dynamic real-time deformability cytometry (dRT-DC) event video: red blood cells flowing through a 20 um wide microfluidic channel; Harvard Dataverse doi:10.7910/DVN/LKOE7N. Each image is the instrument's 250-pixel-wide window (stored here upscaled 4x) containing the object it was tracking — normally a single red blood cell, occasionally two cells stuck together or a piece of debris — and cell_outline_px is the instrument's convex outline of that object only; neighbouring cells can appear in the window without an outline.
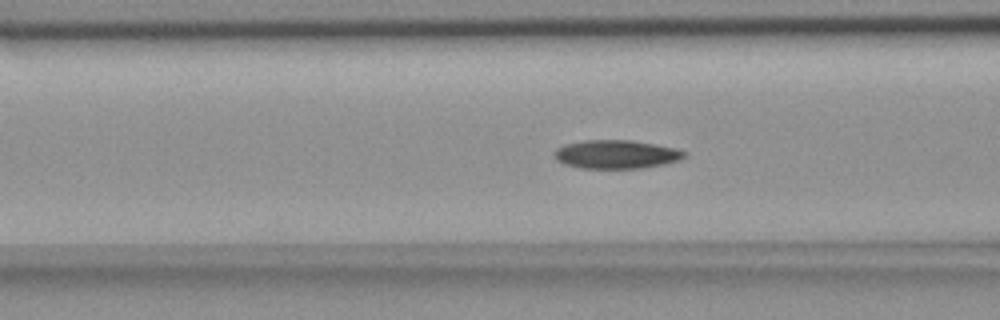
{"species": "common noctule bat (a hibernating species)", "species_latin": "Nyctalus noctula", "temperature_condition": "room temperature", "stored_images_in_passage": 33, "camera_frame_rate_fps": 3000, "um_per_image_px": 0.085, "animal": {"sex": "female", "body_mass_g": 18.4}, "frame": {"image": 1, "passage_image": 4, "time_ms": 1.0, "image_size_px": [1000, 320], "cell_outline_px": [[688, 156], [680, 160], [664, 164], [640, 168], [580, 168], [564, 164], [556, 160], [552, 156], [552, 152], [556, 148], [564, 144], [584, 140], [632, 140], [676, 148], [688, 152]], "centroid_in_image_um": [52.36, 13.11], "position_along_channel_um": 114.2, "area_um2": 21.96}}
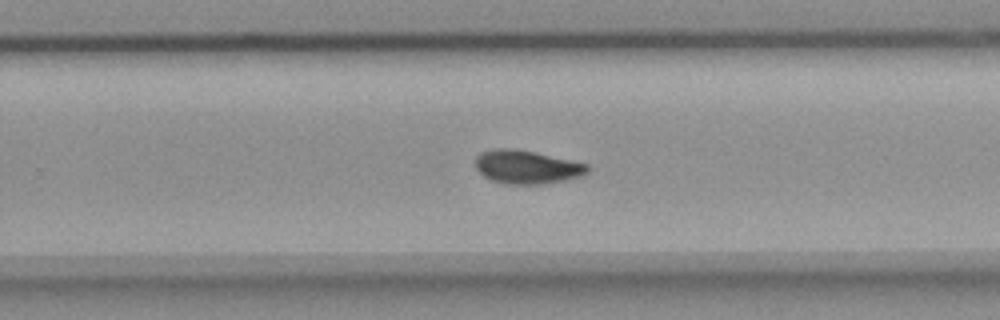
{"frame": {"image": 2, "passage_image": 18, "time_ms": 5.667, "image_size_px": [1000, 320], "cell_outline_px": [[588, 172], [580, 176], [564, 180], [540, 184], [508, 184], [492, 180], [484, 176], [476, 168], [476, 156], [480, 152], [496, 148], [512, 148], [572, 160], [588, 164]], "centroid_in_image_um": [44.76, 14.19], "position_along_channel_um": 285.0, "area_um2": 21.62}}
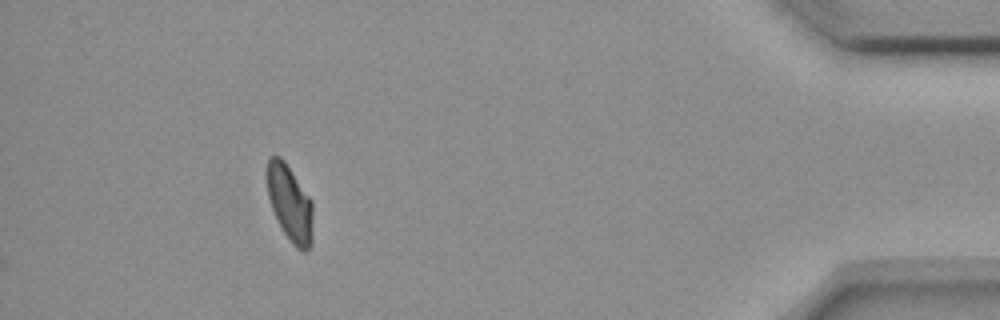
{"frame": {"image": 3, "passage_image": 33, "time_ms": 10.667, "image_size_px": [1000, 320], "cell_outline_px": [[312, 244], [304, 252], [300, 252], [292, 244], [284, 232], [272, 208], [268, 196], [268, 160], [272, 156], [280, 156], [284, 160], [312, 200]], "centroid_in_image_um": [24.67, 17.31], "position_along_channel_um": 410.5, "area_um2": 20.06}}